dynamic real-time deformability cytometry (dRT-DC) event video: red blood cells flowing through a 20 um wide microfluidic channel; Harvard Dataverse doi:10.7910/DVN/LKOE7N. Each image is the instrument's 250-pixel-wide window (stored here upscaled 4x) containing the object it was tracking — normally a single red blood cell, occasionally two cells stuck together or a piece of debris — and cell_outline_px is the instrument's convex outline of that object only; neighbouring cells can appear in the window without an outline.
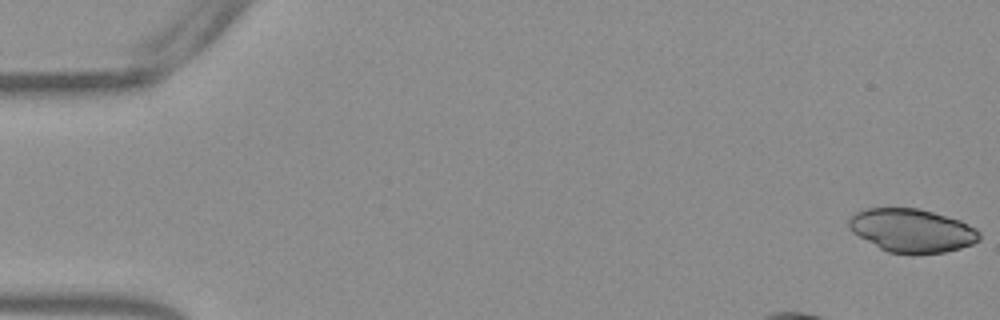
{"species": "Egyptian fruit bat (a non-hibernating species)", "species_latin": "Rousettus aegyptiacus", "temperature_condition": "warm", "stored_images_in_passage": 14, "camera_frame_rate_fps": 3000, "um_per_image_px": 0.085, "frame": {"image": 1, "passage_image": 1, "time_ms": 0.0, "image_size_px": [1000, 320], "cell_outline_px": [[980, 240], [972, 244], [960, 248], [944, 252], [888, 252], [880, 248], [852, 232], [848, 228], [848, 220], [856, 212], [864, 208], [920, 208], [960, 220], [976, 228], [980, 232]], "centroid_in_image_um": [77.51, 19.56], "position_along_channel_um": 7.5, "area_um2": 32.66}}